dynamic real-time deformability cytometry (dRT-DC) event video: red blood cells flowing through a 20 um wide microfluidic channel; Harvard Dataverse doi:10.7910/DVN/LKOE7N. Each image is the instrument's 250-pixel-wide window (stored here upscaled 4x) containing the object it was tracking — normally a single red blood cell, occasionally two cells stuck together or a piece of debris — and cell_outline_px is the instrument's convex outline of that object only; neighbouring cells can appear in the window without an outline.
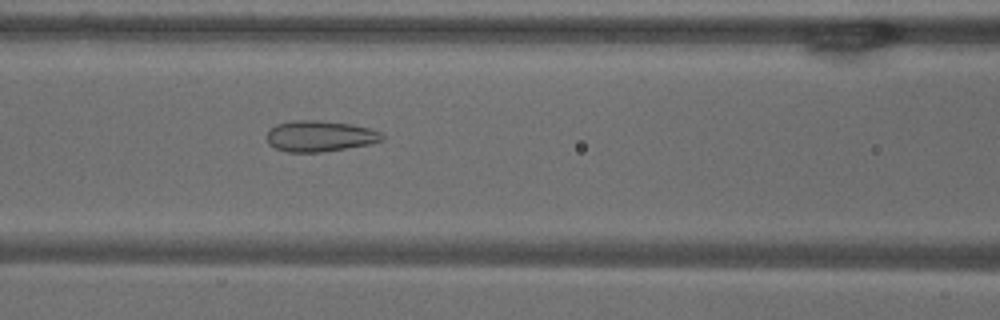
{"species": "common noctule bat (a hibernating species)", "species_latin": "Nyctalus noctula", "temperature_condition": "warm", "stored_images_in_passage": 55, "camera_frame_rate_fps": 3000, "um_per_image_px": 0.085, "animal": {"sex": "male", "body_mass_g": 18.8}, "frame": {"image": 1, "passage_image": 23, "time_ms": 7.333, "image_size_px": [1000, 320], "cell_outline_px": [[384, 140], [368, 144], [324, 152], [288, 152], [276, 148], [268, 144], [268, 132], [276, 124], [292, 120], [320, 120], [352, 124], [368, 128], [380, 132], [384, 136]], "centroid_in_image_um": [27.19, 11.56], "position_along_channel_um": 139.4, "area_um2": 20.75}}
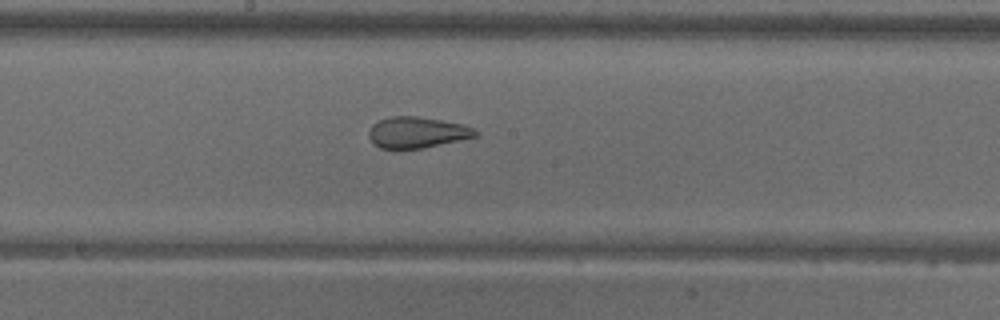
{"frame": {"image": 2, "passage_image": 29, "time_ms": 9.333, "image_size_px": [1000, 320], "cell_outline_px": [[480, 136], [424, 148], [380, 148], [368, 136], [368, 132], [372, 124], [388, 116], [416, 116], [464, 124], [480, 132]], "centroid_in_image_um": [35.49, 11.25], "position_along_channel_um": 212.7, "area_um2": 19.36}}
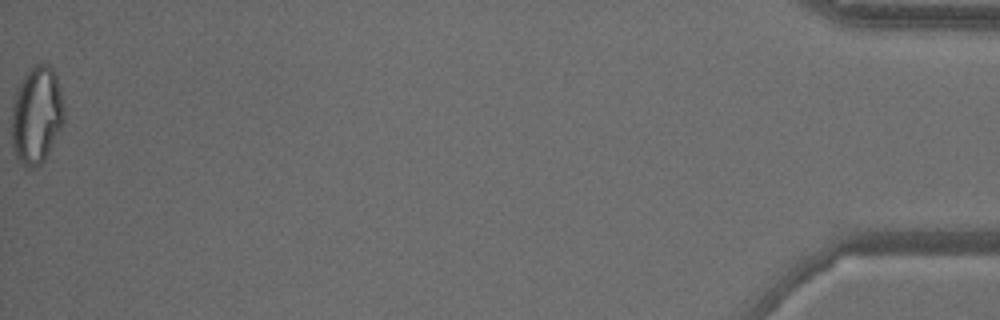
{"frame": {"image": 3, "passage_image": 55, "time_ms": 18.0, "image_size_px": [1000, 320], "cell_outline_px": [[64, 124], [44, 160], [40, 164], [32, 168], [24, 168], [16, 160], [12, 144], [12, 100], [24, 76], [36, 64], [48, 64], [52, 68], [56, 76], [64, 104]], "centroid_in_image_um": [3.11, 9.84], "position_along_channel_um": 432.1, "area_um2": 29.94}, "authors_computed_cell_mechanics": {"area_um2": 25.5476, "velocity_mm_per_s": 3.6781, "shape_relaxation_time_tau1_ms": null, "shape_relaxation_time_tau2_ms": 1.2724, "deformation_change_tau1": null, "deformation_change_tau2": 0.0955}}